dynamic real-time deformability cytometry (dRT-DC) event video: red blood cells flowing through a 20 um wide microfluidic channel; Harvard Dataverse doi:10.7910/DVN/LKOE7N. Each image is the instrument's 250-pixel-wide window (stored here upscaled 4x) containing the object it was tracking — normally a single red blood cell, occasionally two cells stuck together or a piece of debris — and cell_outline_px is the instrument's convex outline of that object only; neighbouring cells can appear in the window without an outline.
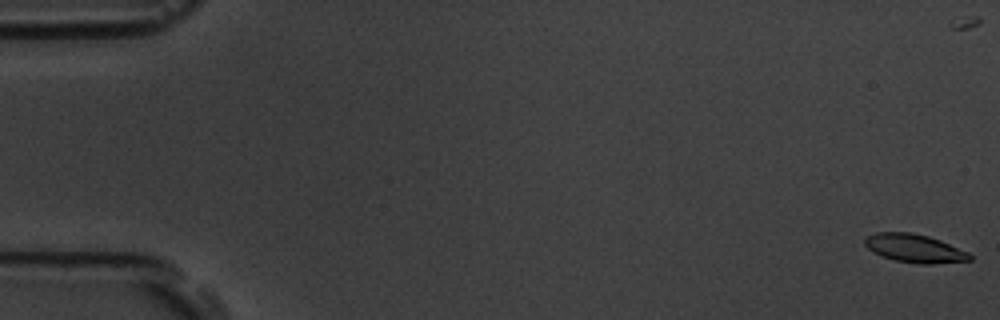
{"species": "common noctule bat (a hibernating species)", "species_latin": "Nyctalus noctula", "temperature_condition": "room temperature", "stored_images_in_passage": 56, "camera_frame_rate_fps": 3000, "um_per_image_px": 0.085, "animal": {"sex": "male", "body_mass_g": 19.5, "forearm_length_mm": 54.6}, "frame": {"image": 1, "passage_image": 1, "time_ms": 0.0, "image_size_px": [1000, 320], "cell_outline_px": [[972, 260], [932, 264], [920, 264], [896, 260], [880, 256], [872, 252], [864, 244], [864, 240], [868, 236], [876, 232], [912, 232], [928, 236], [940, 240], [968, 252], [972, 256]], "centroid_in_image_um": [77.73, 21.11], "position_along_channel_um": 7.3, "area_um2": 17.34}}
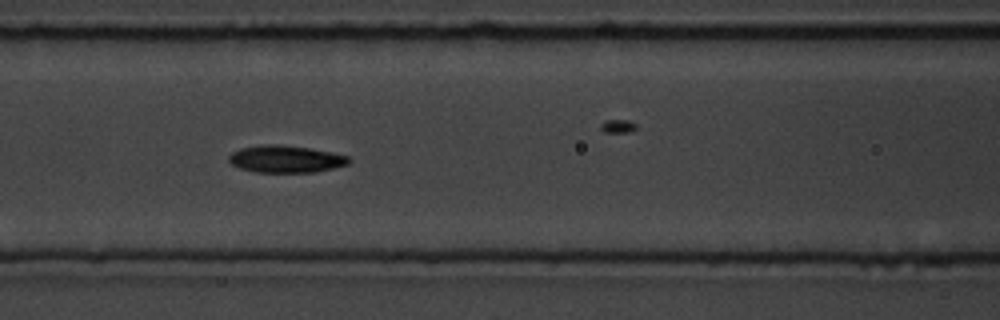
{"frame": {"image": 2, "passage_image": 24, "time_ms": 7.667, "image_size_px": [1000, 320], "cell_outline_px": [[352, 160], [348, 164], [316, 172], [256, 172], [240, 168], [232, 164], [228, 160], [228, 156], [232, 152], [240, 148], [264, 144], [276, 144], [308, 148], [332, 152], [348, 156]], "centroid_in_image_um": [24.28, 13.51], "position_along_channel_um": 142.3, "area_um2": 18.96}}
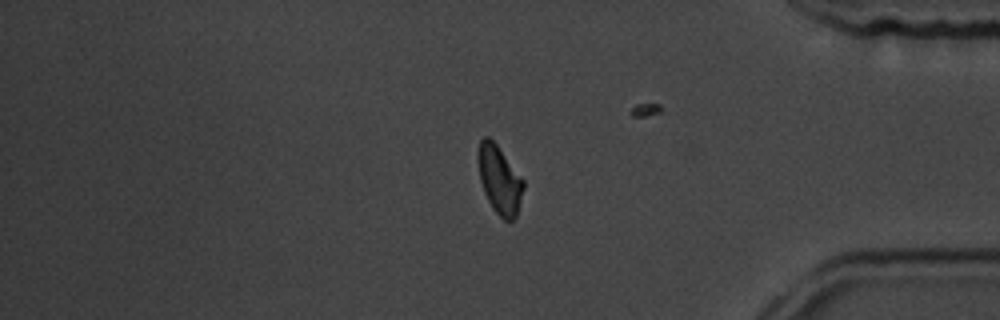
{"frame": {"image": 3, "passage_image": 46, "time_ms": 15.0, "image_size_px": [1000, 320], "cell_outline_px": [[524, 188], [516, 216], [512, 220], [504, 220], [492, 208], [484, 192], [480, 180], [476, 156], [480, 140], [484, 136], [488, 136], [496, 144], [524, 180]], "centroid_in_image_um": [42.43, 15.26], "position_along_channel_um": 392.8, "area_um2": 17.98}, "authors_computed_cell_mechanics": {"area_um2": 18.0336, "velocity_mm_per_s": 3.7616, "shape_relaxation_time_tau1_ms": 2.4474, "shape_relaxation_time_tau2_ms": 2.7478, "deformation_change_tau1": 0.108, "deformation_change_tau2": 0.0737}}